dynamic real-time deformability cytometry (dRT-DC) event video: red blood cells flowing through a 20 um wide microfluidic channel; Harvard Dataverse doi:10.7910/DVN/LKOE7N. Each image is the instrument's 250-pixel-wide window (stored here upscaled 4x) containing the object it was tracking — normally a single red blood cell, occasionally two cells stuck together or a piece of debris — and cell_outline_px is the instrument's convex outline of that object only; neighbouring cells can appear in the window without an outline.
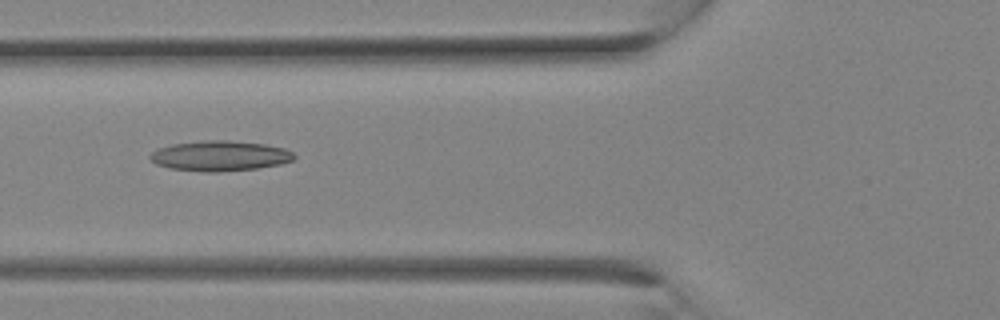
{"species": "Egyptian fruit bat (a non-hibernating species)", "species_latin": "Rousettus aegyptiacus", "temperature_condition": "room temperature", "stored_images_in_passage": 9, "camera_frame_rate_fps": 3000, "um_per_image_px": 0.085, "animal": {"sex": "female"}, "frame": {"image": 1, "passage_image": 6, "time_ms": 1.667, "image_size_px": [1000, 320], "cell_outline_px": [[296, 156], [292, 160], [280, 164], [256, 168], [220, 172], [204, 172], [172, 168], [156, 164], [148, 156], [152, 152], [160, 148], [172, 144], [204, 140], [228, 140], [264, 144], [284, 148], [292, 152]], "centroid_in_image_um": [18.7, 13.24], "position_along_channel_um": 107.1, "area_um2": 25.2}}
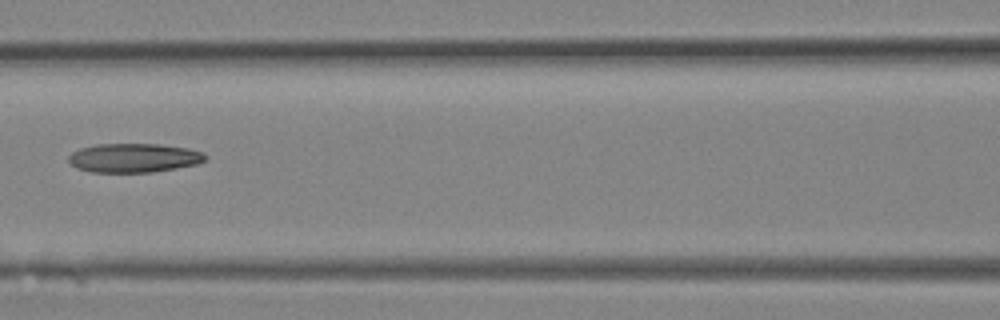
{"frame": {"image": 2, "passage_image": 8, "time_ms": 2.333, "image_size_px": [1000, 320], "cell_outline_px": [[208, 156], [204, 160], [196, 164], [176, 168], [152, 172], [92, 172], [76, 168], [68, 160], [68, 156], [72, 152], [80, 148], [96, 144], [160, 144], [188, 148], [204, 152]], "centroid_in_image_um": [11.38, 13.41], "position_along_channel_um": 155.2, "area_um2": 23.18}}